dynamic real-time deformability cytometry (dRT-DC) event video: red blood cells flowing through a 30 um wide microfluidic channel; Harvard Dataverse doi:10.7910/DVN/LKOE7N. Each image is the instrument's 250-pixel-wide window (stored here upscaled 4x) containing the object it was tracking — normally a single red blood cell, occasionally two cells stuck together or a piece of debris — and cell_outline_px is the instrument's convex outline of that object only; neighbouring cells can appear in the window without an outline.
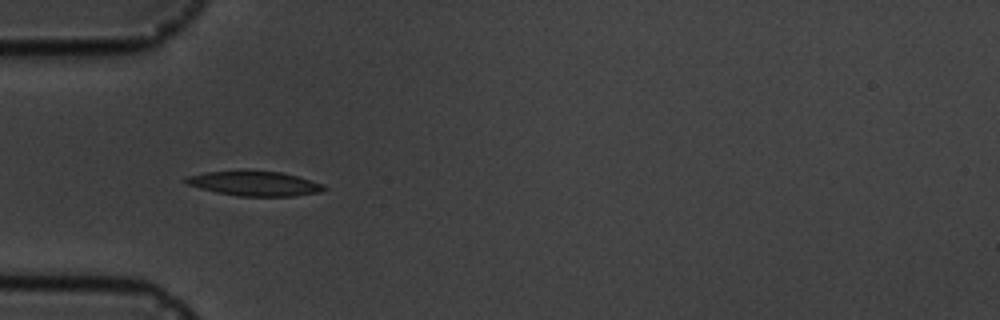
{"species": "common noctule bat (a hibernating species)", "species_latin": "Nyctalus noctula", "temperature_condition": "cold", "stored_images_in_passage": 11, "camera_frame_rate_fps": 3000, "um_per_image_px": 0.085, "animal": {"sex": "male", "body_mass_g": 19.5, "forearm_length_mm": 54.6}, "frame": {"image": 1, "passage_image": 5, "time_ms": 4.667, "image_size_px": [1000, 320], "cell_outline_px": [[328, 188], [320, 192], [292, 196], [236, 196], [216, 192], [200, 188], [188, 184], [184, 180], [184, 176], [204, 172], [244, 168], [280, 172], [296, 176], [324, 184]], "centroid_in_image_um": [21.58, 15.56], "position_along_channel_um": 63.4, "area_um2": 20.52}}
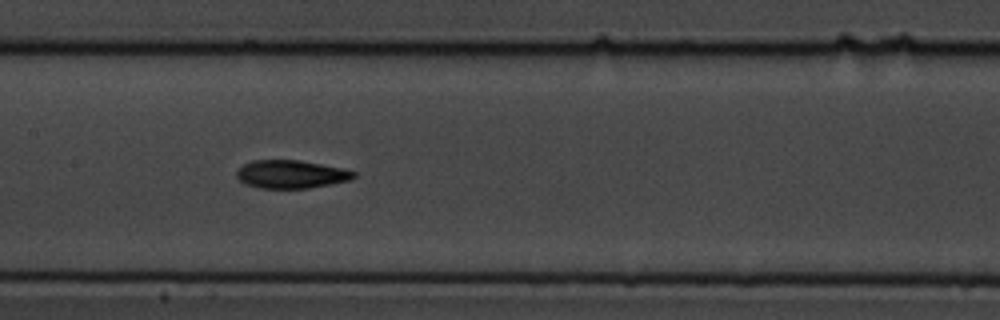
{"frame": {"image": 2, "passage_image": 8, "time_ms": 8.0, "image_size_px": [1000, 320], "cell_outline_px": [[356, 176], [348, 180], [308, 188], [260, 188], [244, 184], [236, 176], [236, 172], [244, 164], [252, 160], [300, 160], [344, 168], [356, 172]], "centroid_in_image_um": [24.73, 14.8], "position_along_channel_um": 182.7, "area_um2": 19.13}}
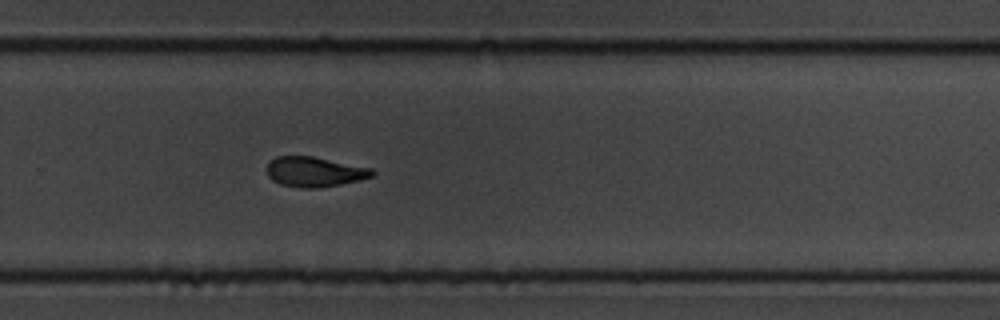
{"frame": {"image": 3, "passage_image": 11, "time_ms": 11.333, "image_size_px": [1000, 320], "cell_outline_px": [[376, 172], [372, 176], [360, 180], [320, 188], [300, 188], [280, 184], [272, 180], [268, 176], [268, 164], [276, 156], [312, 156], [372, 168]], "centroid_in_image_um": [26.75, 14.61], "position_along_channel_um": 303.0, "area_um2": 18.38}}